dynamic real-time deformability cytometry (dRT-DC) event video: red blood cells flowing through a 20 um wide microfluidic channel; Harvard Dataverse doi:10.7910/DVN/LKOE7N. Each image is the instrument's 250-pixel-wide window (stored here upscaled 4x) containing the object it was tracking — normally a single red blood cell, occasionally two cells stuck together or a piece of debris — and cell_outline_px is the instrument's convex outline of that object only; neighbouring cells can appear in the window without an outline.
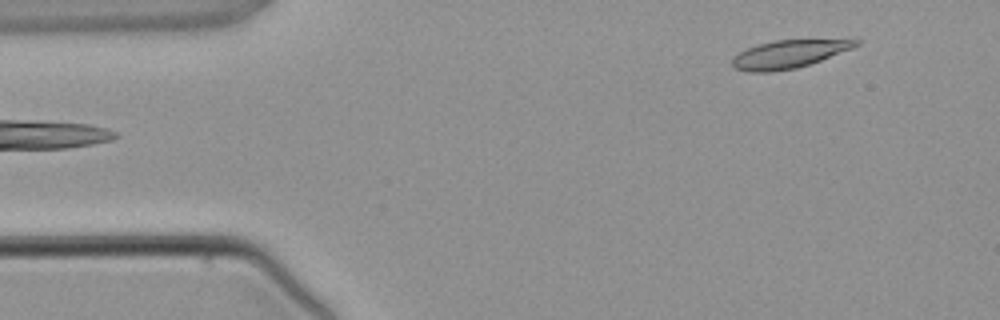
{"species": "common noctule bat (a hibernating species)", "species_latin": "Nyctalus noctula", "temperature_condition": "warm", "stored_images_in_passage": 3, "camera_frame_rate_fps": 3000, "um_per_image_px": 0.085, "animal": {"sex": "male", "body_mass_g": 21.5, "forearm_length_mm": 52.0}, "frame": {"image": 1, "passage_image": 3, "time_ms": 3.667, "image_size_px": [1000, 320], "cell_outline_px": [[860, 44], [852, 48], [820, 60], [796, 68], [768, 72], [748, 72], [736, 68], [732, 64], [732, 56], [748, 48], [760, 44], [776, 40], [860, 40]], "centroid_in_image_um": [67.01, 4.61], "position_along_channel_um": 18.0, "area_um2": 19.65}}